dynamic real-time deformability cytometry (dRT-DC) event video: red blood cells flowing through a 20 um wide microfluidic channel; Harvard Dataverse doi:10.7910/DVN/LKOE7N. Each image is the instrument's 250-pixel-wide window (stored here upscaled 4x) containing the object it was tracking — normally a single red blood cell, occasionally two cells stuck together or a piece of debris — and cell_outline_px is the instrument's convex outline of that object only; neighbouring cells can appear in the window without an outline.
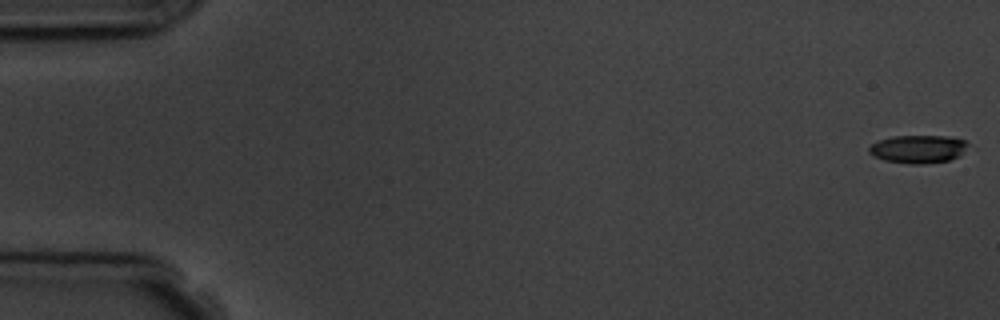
{"species": "common noctule bat (a hibernating species)", "species_latin": "Nyctalus noctula", "temperature_condition": "room temperature", "stored_images_in_passage": 8, "camera_frame_rate_fps": 3000, "um_per_image_px": 0.085, "animal": {"sex": "male", "body_mass_g": 19.5, "forearm_length_mm": 54.6}, "frame": {"image": 1, "passage_image": 1, "time_ms": 0.0, "image_size_px": [1000, 320], "cell_outline_px": [[968, 144], [960, 156], [948, 160], [920, 164], [908, 164], [884, 160], [868, 152], [868, 148], [872, 144], [880, 140], [892, 136], [948, 136], [968, 140]], "centroid_in_image_um": [78.06, 12.66], "position_along_channel_um": 6.9, "area_um2": 16.13}}
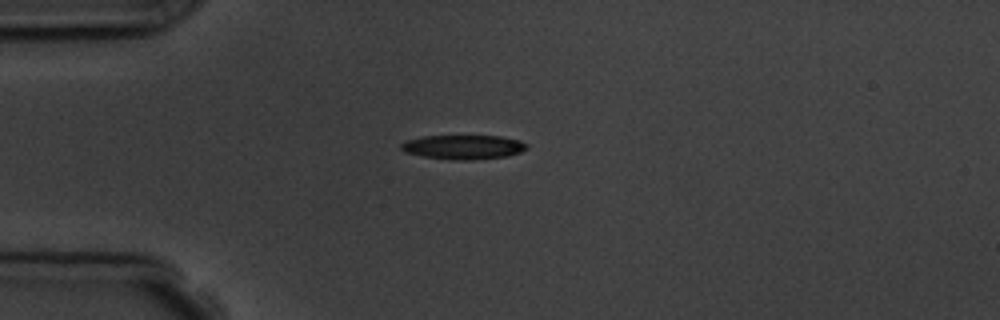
{"frame": {"image": 2, "passage_image": 5, "time_ms": 4.667, "image_size_px": [1000, 320], "cell_outline_px": [[528, 148], [520, 152], [508, 156], [468, 160], [452, 160], [424, 156], [404, 152], [400, 148], [400, 144], [404, 140], [424, 136], [500, 136], [520, 140], [528, 144]], "centroid_in_image_um": [39.38, 12.49], "position_along_channel_um": 45.6, "area_um2": 17.86}}